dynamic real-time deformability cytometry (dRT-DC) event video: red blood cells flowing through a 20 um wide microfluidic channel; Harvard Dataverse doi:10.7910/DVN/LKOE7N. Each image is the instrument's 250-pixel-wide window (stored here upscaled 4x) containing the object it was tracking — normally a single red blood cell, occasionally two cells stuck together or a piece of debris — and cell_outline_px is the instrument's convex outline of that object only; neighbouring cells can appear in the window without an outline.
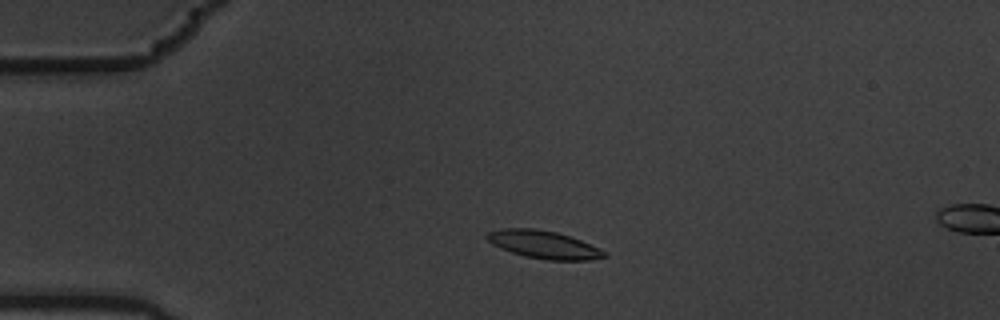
{"species": "common noctule bat (a hibernating species)", "species_latin": "Nyctalus noctula", "temperature_condition": "warm", "stored_images_in_passage": 5, "camera_frame_rate_fps": 3000, "um_per_image_px": 0.085, "animal": {"sex": "male", "body_mass_g": 19.5, "forearm_length_mm": 54.6}, "frame": {"image": 1, "passage_image": 3, "time_ms": 0.667, "image_size_px": [1000, 320], "cell_outline_px": [[608, 256], [592, 260], [548, 260], [524, 256], [500, 248], [492, 244], [484, 236], [488, 232], [500, 228], [536, 228], [556, 232], [580, 240], [604, 252]], "centroid_in_image_um": [46.15, 20.78], "position_along_channel_um": 38.9, "area_um2": 18.84}}